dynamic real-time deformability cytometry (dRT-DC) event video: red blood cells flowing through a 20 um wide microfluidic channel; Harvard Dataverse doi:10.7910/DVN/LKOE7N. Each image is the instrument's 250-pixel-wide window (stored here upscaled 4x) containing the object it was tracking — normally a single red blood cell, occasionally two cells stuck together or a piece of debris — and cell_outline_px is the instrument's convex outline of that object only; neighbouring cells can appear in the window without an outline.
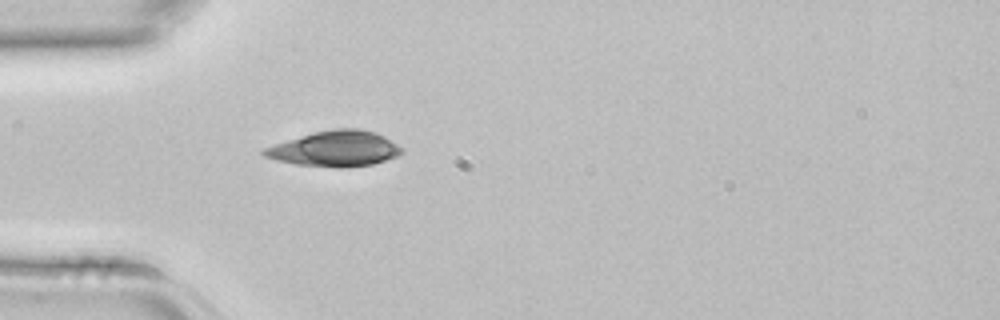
{"species": "common noctule bat (a hibernating species)", "species_latin": "Nyctalus noctula", "temperature_condition": "room temperature", "stored_images_in_passage": 3, "camera_frame_rate_fps": 3000, "um_per_image_px": 0.085, "animal": {"sex": "female", "body_mass_g": 22.7, "forearm_length_mm": 54.2}, "frame": {"image": 1, "passage_image": 3, "time_ms": 0.667, "image_size_px": [1000, 320], "cell_outline_px": [[404, 152], [400, 156], [372, 164], [344, 168], [340, 168], [296, 164], [276, 160], [264, 156], [260, 152], [260, 148], [316, 132], [332, 128], [360, 128], [376, 132], [384, 136], [404, 148]], "centroid_in_image_um": [28.51, 12.64], "position_along_channel_um": 56.5, "area_um2": 28.73}}